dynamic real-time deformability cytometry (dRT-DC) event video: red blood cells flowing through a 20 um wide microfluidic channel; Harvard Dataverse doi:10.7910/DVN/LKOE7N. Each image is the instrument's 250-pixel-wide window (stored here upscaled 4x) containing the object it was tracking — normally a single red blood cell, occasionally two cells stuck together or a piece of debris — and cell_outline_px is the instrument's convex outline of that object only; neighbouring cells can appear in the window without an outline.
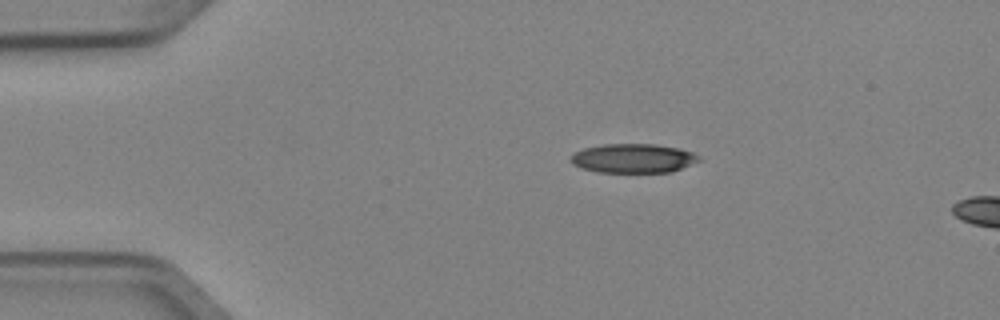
{"species": "Egyptian fruit bat (a non-hibernating species)", "species_latin": "Rousettus aegyptiacus", "temperature_condition": "cold", "stored_images_in_passage": 2, "camera_frame_rate_fps": 3000, "um_per_image_px": 0.085, "animal": {"sex": "female"}, "frame": {"image": 1, "passage_image": 1, "time_ms": 0.0, "image_size_px": [1000, 320], "cell_outline_px": [[700, 160], [672, 172], [596, 172], [572, 164], [572, 156], [576, 152], [584, 148], [604, 144], [656, 144], [680, 148], [692, 152], [700, 156]], "centroid_in_image_um": [53.86, 13.45], "position_along_channel_um": 31.1, "area_um2": 21.62}}